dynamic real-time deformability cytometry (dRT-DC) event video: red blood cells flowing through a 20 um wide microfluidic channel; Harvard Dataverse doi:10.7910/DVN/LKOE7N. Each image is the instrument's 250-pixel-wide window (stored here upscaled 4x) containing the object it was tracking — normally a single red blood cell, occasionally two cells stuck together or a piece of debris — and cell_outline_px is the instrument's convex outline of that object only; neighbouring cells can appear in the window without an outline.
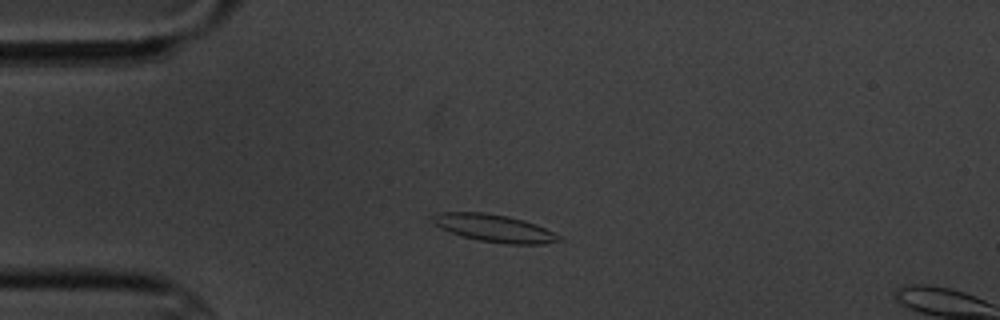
{"species": "common noctule bat (a hibernating species)", "species_latin": "Nyctalus noctula", "temperature_condition": "cold", "stored_images_in_passage": 2, "camera_frame_rate_fps": 3000, "um_per_image_px": 0.085, "animal": {"sex": "male", "body_mass_g": 20.1, "forearm_length_mm": 53.5}, "frame": {"image": 1, "passage_image": 1, "time_ms": 0.0, "image_size_px": [1000, 320], "cell_outline_px": [[564, 240], [544, 244], [504, 244], [480, 240], [464, 236], [440, 228], [432, 224], [428, 220], [428, 216], [440, 212], [484, 212], [508, 216], [524, 220], [536, 224], [564, 236]], "centroid_in_image_um": [42.01, 19.39], "position_along_channel_um": 43.0, "area_um2": 20.63}}